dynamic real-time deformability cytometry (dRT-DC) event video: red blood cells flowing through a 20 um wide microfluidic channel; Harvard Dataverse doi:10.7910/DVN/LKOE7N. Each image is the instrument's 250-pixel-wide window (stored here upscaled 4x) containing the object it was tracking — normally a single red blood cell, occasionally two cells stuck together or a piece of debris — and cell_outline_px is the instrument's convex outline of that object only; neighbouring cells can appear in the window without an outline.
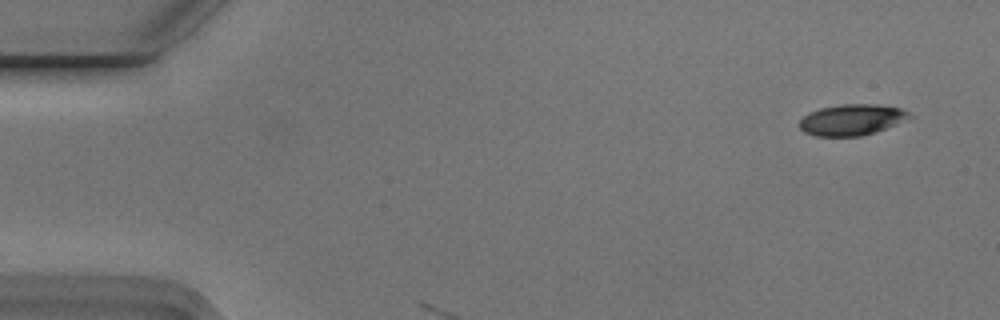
{"species": "Egyptian fruit bat (a non-hibernating species)", "species_latin": "Rousettus aegyptiacus", "temperature_condition": "cold", "stored_images_in_passage": 2, "camera_frame_rate_fps": 3000, "um_per_image_px": 0.085, "animal": {"sex": "male"}, "frame": {"image": 1, "passage_image": 1, "time_ms": 0.0, "image_size_px": [1000, 320], "cell_outline_px": [[912, 116], [876, 132], [860, 136], [816, 136], [804, 132], [800, 128], [800, 120], [808, 112], [820, 108], [840, 104], [876, 104], [900, 108], [908, 112]], "centroid_in_image_um": [72.35, 10.17], "position_along_channel_um": 12.6, "area_um2": 19.71}}